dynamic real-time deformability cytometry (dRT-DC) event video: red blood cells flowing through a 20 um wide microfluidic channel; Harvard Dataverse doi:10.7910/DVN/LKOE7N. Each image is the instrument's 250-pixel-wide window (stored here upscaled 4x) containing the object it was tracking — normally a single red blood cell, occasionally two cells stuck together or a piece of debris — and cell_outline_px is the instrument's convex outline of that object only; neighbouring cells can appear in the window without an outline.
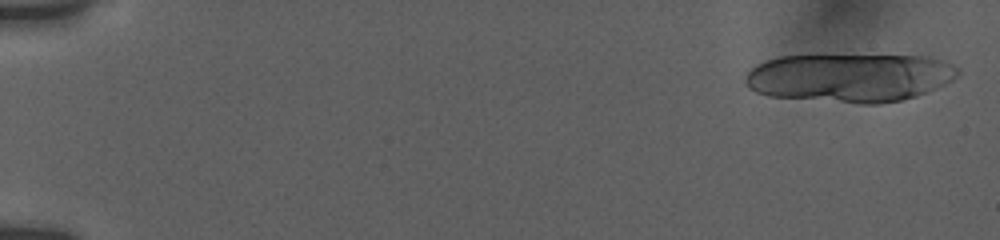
{"species": "human", "species_latin": "Homo sapiens", "temperature_condition": "room temperature", "stored_images_in_passage": 21, "camera_frame_rate_fps": 3000, "um_per_image_px": 0.085, "donor": {"sex": "female"}, "frame": {"image": 1, "passage_image": 2, "time_ms": 0.333, "image_size_px": [1000, 240], "cell_outline_px": [[960, 72], [952, 80], [936, 88], [916, 96], [900, 100], [880, 104], [860, 104], [768, 96], [756, 92], [748, 88], [744, 80], [744, 76], [756, 64], [780, 56], [928, 56], [952, 64], [960, 68]], "centroid_in_image_um": [72.22, 6.61], "position_along_channel_um": 12.8, "area_um2": 60.17}}